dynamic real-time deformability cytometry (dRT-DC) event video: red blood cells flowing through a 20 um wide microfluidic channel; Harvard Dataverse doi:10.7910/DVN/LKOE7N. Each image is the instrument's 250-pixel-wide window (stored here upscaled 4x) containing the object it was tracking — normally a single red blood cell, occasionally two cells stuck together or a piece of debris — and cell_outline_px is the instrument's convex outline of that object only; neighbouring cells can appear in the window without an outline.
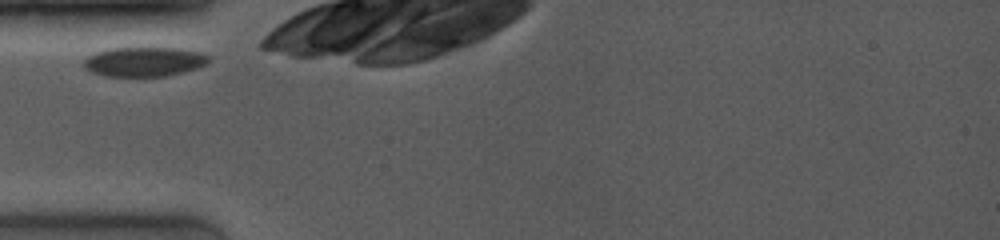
{"species": "common noctule bat (a hibernating species)", "species_latin": "Nyctalus noctula", "temperature_condition": "room temperature", "stored_images_in_passage": 23, "camera_frame_rate_fps": 4000, "um_per_image_px": 0.085, "animal": {"sex": "female", "body_mass_g": 19.0, "forearm_length_mm": 53.3}, "frame": {"image": 1, "passage_image": 1, "time_ms": 0.0, "image_size_px": [1000, 240], "cell_outline_px": [[208, 64], [196, 68], [164, 76], [104, 76], [92, 72], [84, 68], [84, 60], [88, 56], [96, 52], [108, 48], [176, 48], [200, 52], [208, 56]], "centroid_in_image_um": [12.22, 5.24], "position_along_channel_um": 72.8, "area_um2": 21.27}}